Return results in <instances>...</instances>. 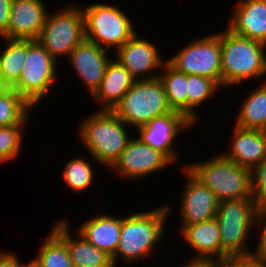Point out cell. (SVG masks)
<instances>
[{
    "mask_svg": "<svg viewBox=\"0 0 266 267\" xmlns=\"http://www.w3.org/2000/svg\"><path fill=\"white\" fill-rule=\"evenodd\" d=\"M180 267H217L216 260H192L190 259L187 264H182Z\"/></svg>",
    "mask_w": 266,
    "mask_h": 267,
    "instance_id": "cell-36",
    "label": "cell"
},
{
    "mask_svg": "<svg viewBox=\"0 0 266 267\" xmlns=\"http://www.w3.org/2000/svg\"><path fill=\"white\" fill-rule=\"evenodd\" d=\"M259 209L253 197L218 202L215 218L221 235L222 260L252 255L253 249L250 250L246 243Z\"/></svg>",
    "mask_w": 266,
    "mask_h": 267,
    "instance_id": "cell-4",
    "label": "cell"
},
{
    "mask_svg": "<svg viewBox=\"0 0 266 267\" xmlns=\"http://www.w3.org/2000/svg\"><path fill=\"white\" fill-rule=\"evenodd\" d=\"M134 82L130 72L117 59L110 60L105 76L92 98L102 107L99 110L112 111Z\"/></svg>",
    "mask_w": 266,
    "mask_h": 267,
    "instance_id": "cell-21",
    "label": "cell"
},
{
    "mask_svg": "<svg viewBox=\"0 0 266 267\" xmlns=\"http://www.w3.org/2000/svg\"><path fill=\"white\" fill-rule=\"evenodd\" d=\"M22 263L15 254L0 252V267H22Z\"/></svg>",
    "mask_w": 266,
    "mask_h": 267,
    "instance_id": "cell-35",
    "label": "cell"
},
{
    "mask_svg": "<svg viewBox=\"0 0 266 267\" xmlns=\"http://www.w3.org/2000/svg\"><path fill=\"white\" fill-rule=\"evenodd\" d=\"M180 235L196 255L192 260H222L221 235L216 218L191 225H181Z\"/></svg>",
    "mask_w": 266,
    "mask_h": 267,
    "instance_id": "cell-18",
    "label": "cell"
},
{
    "mask_svg": "<svg viewBox=\"0 0 266 267\" xmlns=\"http://www.w3.org/2000/svg\"><path fill=\"white\" fill-rule=\"evenodd\" d=\"M25 125H11L0 127V164L11 161L21 153L24 135L22 127Z\"/></svg>",
    "mask_w": 266,
    "mask_h": 267,
    "instance_id": "cell-30",
    "label": "cell"
},
{
    "mask_svg": "<svg viewBox=\"0 0 266 267\" xmlns=\"http://www.w3.org/2000/svg\"><path fill=\"white\" fill-rule=\"evenodd\" d=\"M159 78L135 80L112 112L128 127H139L155 117L171 112Z\"/></svg>",
    "mask_w": 266,
    "mask_h": 267,
    "instance_id": "cell-6",
    "label": "cell"
},
{
    "mask_svg": "<svg viewBox=\"0 0 266 267\" xmlns=\"http://www.w3.org/2000/svg\"><path fill=\"white\" fill-rule=\"evenodd\" d=\"M166 61L180 72L210 78L222 87L221 33L187 43Z\"/></svg>",
    "mask_w": 266,
    "mask_h": 267,
    "instance_id": "cell-10",
    "label": "cell"
},
{
    "mask_svg": "<svg viewBox=\"0 0 266 267\" xmlns=\"http://www.w3.org/2000/svg\"><path fill=\"white\" fill-rule=\"evenodd\" d=\"M58 63L37 39L27 40L23 70L12 88L34 108L56 83Z\"/></svg>",
    "mask_w": 266,
    "mask_h": 267,
    "instance_id": "cell-8",
    "label": "cell"
},
{
    "mask_svg": "<svg viewBox=\"0 0 266 267\" xmlns=\"http://www.w3.org/2000/svg\"><path fill=\"white\" fill-rule=\"evenodd\" d=\"M256 222H258L256 223L257 225H262L260 227L263 228L261 229L260 242H258L259 246H257L256 252L254 251L252 255L266 265V207L259 209Z\"/></svg>",
    "mask_w": 266,
    "mask_h": 267,
    "instance_id": "cell-33",
    "label": "cell"
},
{
    "mask_svg": "<svg viewBox=\"0 0 266 267\" xmlns=\"http://www.w3.org/2000/svg\"><path fill=\"white\" fill-rule=\"evenodd\" d=\"M217 267H266L257 257L244 256V257H228L224 260L217 261Z\"/></svg>",
    "mask_w": 266,
    "mask_h": 267,
    "instance_id": "cell-32",
    "label": "cell"
},
{
    "mask_svg": "<svg viewBox=\"0 0 266 267\" xmlns=\"http://www.w3.org/2000/svg\"><path fill=\"white\" fill-rule=\"evenodd\" d=\"M44 0H12L4 39L36 40L47 17Z\"/></svg>",
    "mask_w": 266,
    "mask_h": 267,
    "instance_id": "cell-15",
    "label": "cell"
},
{
    "mask_svg": "<svg viewBox=\"0 0 266 267\" xmlns=\"http://www.w3.org/2000/svg\"><path fill=\"white\" fill-rule=\"evenodd\" d=\"M248 95L241 104L234 126L262 130L266 124V82Z\"/></svg>",
    "mask_w": 266,
    "mask_h": 267,
    "instance_id": "cell-24",
    "label": "cell"
},
{
    "mask_svg": "<svg viewBox=\"0 0 266 267\" xmlns=\"http://www.w3.org/2000/svg\"><path fill=\"white\" fill-rule=\"evenodd\" d=\"M220 86L212 79L199 75H187V118L196 124L197 114L195 108H199L207 100L209 101ZM210 98V99H209Z\"/></svg>",
    "mask_w": 266,
    "mask_h": 267,
    "instance_id": "cell-27",
    "label": "cell"
},
{
    "mask_svg": "<svg viewBox=\"0 0 266 267\" xmlns=\"http://www.w3.org/2000/svg\"><path fill=\"white\" fill-rule=\"evenodd\" d=\"M33 259L38 267H74L66 244L51 230Z\"/></svg>",
    "mask_w": 266,
    "mask_h": 267,
    "instance_id": "cell-28",
    "label": "cell"
},
{
    "mask_svg": "<svg viewBox=\"0 0 266 267\" xmlns=\"http://www.w3.org/2000/svg\"><path fill=\"white\" fill-rule=\"evenodd\" d=\"M158 78L164 86L167 101L173 111L187 117V74L176 70L167 61Z\"/></svg>",
    "mask_w": 266,
    "mask_h": 267,
    "instance_id": "cell-25",
    "label": "cell"
},
{
    "mask_svg": "<svg viewBox=\"0 0 266 267\" xmlns=\"http://www.w3.org/2000/svg\"><path fill=\"white\" fill-rule=\"evenodd\" d=\"M227 29L266 45V0H239Z\"/></svg>",
    "mask_w": 266,
    "mask_h": 267,
    "instance_id": "cell-17",
    "label": "cell"
},
{
    "mask_svg": "<svg viewBox=\"0 0 266 267\" xmlns=\"http://www.w3.org/2000/svg\"><path fill=\"white\" fill-rule=\"evenodd\" d=\"M121 230V219L114 215L100 214L85 221L77 232L89 243L109 256L116 253L119 244Z\"/></svg>",
    "mask_w": 266,
    "mask_h": 267,
    "instance_id": "cell-22",
    "label": "cell"
},
{
    "mask_svg": "<svg viewBox=\"0 0 266 267\" xmlns=\"http://www.w3.org/2000/svg\"><path fill=\"white\" fill-rule=\"evenodd\" d=\"M135 34L115 52L117 60L130 72L135 80H150L160 73H152L162 69L166 61H162L161 53L151 41ZM153 70V71H152ZM149 73V74H148ZM147 74V76L145 75ZM142 76V77H141ZM146 76V77H145Z\"/></svg>",
    "mask_w": 266,
    "mask_h": 267,
    "instance_id": "cell-13",
    "label": "cell"
},
{
    "mask_svg": "<svg viewBox=\"0 0 266 267\" xmlns=\"http://www.w3.org/2000/svg\"><path fill=\"white\" fill-rule=\"evenodd\" d=\"M172 164L163 153L143 143L137 137V139L131 138L126 149L110 169L125 179L128 177L134 180L148 177Z\"/></svg>",
    "mask_w": 266,
    "mask_h": 267,
    "instance_id": "cell-12",
    "label": "cell"
},
{
    "mask_svg": "<svg viewBox=\"0 0 266 267\" xmlns=\"http://www.w3.org/2000/svg\"><path fill=\"white\" fill-rule=\"evenodd\" d=\"M89 267H115V266H89Z\"/></svg>",
    "mask_w": 266,
    "mask_h": 267,
    "instance_id": "cell-39",
    "label": "cell"
},
{
    "mask_svg": "<svg viewBox=\"0 0 266 267\" xmlns=\"http://www.w3.org/2000/svg\"><path fill=\"white\" fill-rule=\"evenodd\" d=\"M222 87L266 75V45L232 33L221 32Z\"/></svg>",
    "mask_w": 266,
    "mask_h": 267,
    "instance_id": "cell-3",
    "label": "cell"
},
{
    "mask_svg": "<svg viewBox=\"0 0 266 267\" xmlns=\"http://www.w3.org/2000/svg\"><path fill=\"white\" fill-rule=\"evenodd\" d=\"M22 267H38V266L32 260L29 263L27 262V264H25V265L23 264Z\"/></svg>",
    "mask_w": 266,
    "mask_h": 267,
    "instance_id": "cell-37",
    "label": "cell"
},
{
    "mask_svg": "<svg viewBox=\"0 0 266 267\" xmlns=\"http://www.w3.org/2000/svg\"><path fill=\"white\" fill-rule=\"evenodd\" d=\"M107 49L85 39L70 53L68 61L92 96L99 88L109 61Z\"/></svg>",
    "mask_w": 266,
    "mask_h": 267,
    "instance_id": "cell-14",
    "label": "cell"
},
{
    "mask_svg": "<svg viewBox=\"0 0 266 267\" xmlns=\"http://www.w3.org/2000/svg\"><path fill=\"white\" fill-rule=\"evenodd\" d=\"M219 154L185 168L215 194L218 202L252 197L251 170Z\"/></svg>",
    "mask_w": 266,
    "mask_h": 267,
    "instance_id": "cell-5",
    "label": "cell"
},
{
    "mask_svg": "<svg viewBox=\"0 0 266 267\" xmlns=\"http://www.w3.org/2000/svg\"><path fill=\"white\" fill-rule=\"evenodd\" d=\"M68 224L66 220H59L51 230L66 244L74 267L115 266L111 256L89 243L78 232L77 237L71 236Z\"/></svg>",
    "mask_w": 266,
    "mask_h": 267,
    "instance_id": "cell-19",
    "label": "cell"
},
{
    "mask_svg": "<svg viewBox=\"0 0 266 267\" xmlns=\"http://www.w3.org/2000/svg\"><path fill=\"white\" fill-rule=\"evenodd\" d=\"M195 125L186 116L171 111L136 128L139 140L163 153L173 164L178 157L174 144L179 132Z\"/></svg>",
    "mask_w": 266,
    "mask_h": 267,
    "instance_id": "cell-11",
    "label": "cell"
},
{
    "mask_svg": "<svg viewBox=\"0 0 266 267\" xmlns=\"http://www.w3.org/2000/svg\"><path fill=\"white\" fill-rule=\"evenodd\" d=\"M33 107L12 87L0 86V127L24 125Z\"/></svg>",
    "mask_w": 266,
    "mask_h": 267,
    "instance_id": "cell-26",
    "label": "cell"
},
{
    "mask_svg": "<svg viewBox=\"0 0 266 267\" xmlns=\"http://www.w3.org/2000/svg\"><path fill=\"white\" fill-rule=\"evenodd\" d=\"M85 38L98 46L120 48L137 32L126 13L118 6L93 3L82 9Z\"/></svg>",
    "mask_w": 266,
    "mask_h": 267,
    "instance_id": "cell-7",
    "label": "cell"
},
{
    "mask_svg": "<svg viewBox=\"0 0 266 267\" xmlns=\"http://www.w3.org/2000/svg\"><path fill=\"white\" fill-rule=\"evenodd\" d=\"M187 181L181 197L180 219L182 225H191L210 220L215 217L218 200L215 194L186 168H182Z\"/></svg>",
    "mask_w": 266,
    "mask_h": 267,
    "instance_id": "cell-16",
    "label": "cell"
},
{
    "mask_svg": "<svg viewBox=\"0 0 266 267\" xmlns=\"http://www.w3.org/2000/svg\"><path fill=\"white\" fill-rule=\"evenodd\" d=\"M169 211L170 204L161 205L147 212L121 218L118 248L111 257L115 267L120 259L125 263H133L134 260L150 257L163 238Z\"/></svg>",
    "mask_w": 266,
    "mask_h": 267,
    "instance_id": "cell-1",
    "label": "cell"
},
{
    "mask_svg": "<svg viewBox=\"0 0 266 267\" xmlns=\"http://www.w3.org/2000/svg\"><path fill=\"white\" fill-rule=\"evenodd\" d=\"M251 195L259 208L266 207V158L251 169Z\"/></svg>",
    "mask_w": 266,
    "mask_h": 267,
    "instance_id": "cell-31",
    "label": "cell"
},
{
    "mask_svg": "<svg viewBox=\"0 0 266 267\" xmlns=\"http://www.w3.org/2000/svg\"><path fill=\"white\" fill-rule=\"evenodd\" d=\"M231 151L222 155L250 170L266 158V135L258 129H243L235 126Z\"/></svg>",
    "mask_w": 266,
    "mask_h": 267,
    "instance_id": "cell-20",
    "label": "cell"
},
{
    "mask_svg": "<svg viewBox=\"0 0 266 267\" xmlns=\"http://www.w3.org/2000/svg\"><path fill=\"white\" fill-rule=\"evenodd\" d=\"M262 133L264 134V135H266V124H265V126L262 128Z\"/></svg>",
    "mask_w": 266,
    "mask_h": 267,
    "instance_id": "cell-38",
    "label": "cell"
},
{
    "mask_svg": "<svg viewBox=\"0 0 266 267\" xmlns=\"http://www.w3.org/2000/svg\"><path fill=\"white\" fill-rule=\"evenodd\" d=\"M65 165L62 170V178L67 187L75 192L86 190L92 183L95 174L90 162L77 157L71 159Z\"/></svg>",
    "mask_w": 266,
    "mask_h": 267,
    "instance_id": "cell-29",
    "label": "cell"
},
{
    "mask_svg": "<svg viewBox=\"0 0 266 267\" xmlns=\"http://www.w3.org/2000/svg\"><path fill=\"white\" fill-rule=\"evenodd\" d=\"M12 0H0V38L6 34Z\"/></svg>",
    "mask_w": 266,
    "mask_h": 267,
    "instance_id": "cell-34",
    "label": "cell"
},
{
    "mask_svg": "<svg viewBox=\"0 0 266 267\" xmlns=\"http://www.w3.org/2000/svg\"><path fill=\"white\" fill-rule=\"evenodd\" d=\"M66 6L56 13H48L38 42L58 62L59 56H67L85 38L84 18L81 7Z\"/></svg>",
    "mask_w": 266,
    "mask_h": 267,
    "instance_id": "cell-9",
    "label": "cell"
},
{
    "mask_svg": "<svg viewBox=\"0 0 266 267\" xmlns=\"http://www.w3.org/2000/svg\"><path fill=\"white\" fill-rule=\"evenodd\" d=\"M0 51V86L12 87L19 79L27 56V40L5 39Z\"/></svg>",
    "mask_w": 266,
    "mask_h": 267,
    "instance_id": "cell-23",
    "label": "cell"
},
{
    "mask_svg": "<svg viewBox=\"0 0 266 267\" xmlns=\"http://www.w3.org/2000/svg\"><path fill=\"white\" fill-rule=\"evenodd\" d=\"M79 126V140L94 162L110 168L126 149L131 135L127 124L110 110L95 111Z\"/></svg>",
    "mask_w": 266,
    "mask_h": 267,
    "instance_id": "cell-2",
    "label": "cell"
}]
</instances>
